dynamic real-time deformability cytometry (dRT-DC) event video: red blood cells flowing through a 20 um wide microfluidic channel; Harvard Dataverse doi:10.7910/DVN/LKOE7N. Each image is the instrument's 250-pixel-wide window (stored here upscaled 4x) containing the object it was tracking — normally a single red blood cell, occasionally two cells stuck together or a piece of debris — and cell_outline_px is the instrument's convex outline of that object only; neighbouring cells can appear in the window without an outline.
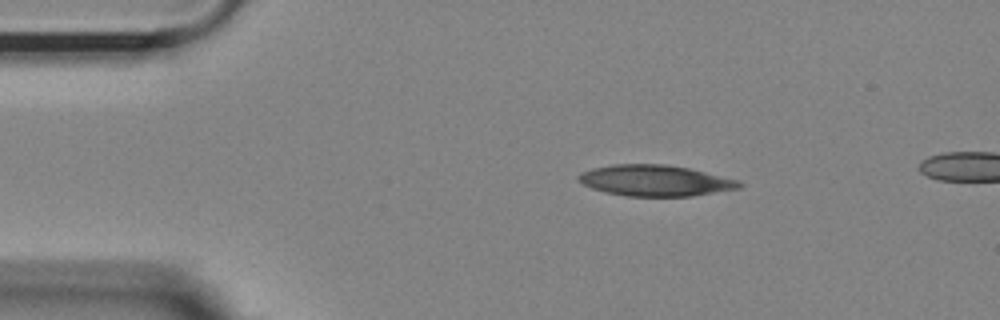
{"species": "Egyptian fruit bat (a non-hibernating species)", "species_latin": "Rousettus aegyptiacus", "temperature_condition": "room temperature", "stored_images_in_passage": 7, "camera_frame_rate_fps": 3000, "um_per_image_px": 0.085, "animal": {"sex": "female"}, "frame": {"image": 1, "passage_image": 1, "time_ms": 0.0, "image_size_px": [1000, 320], "cell_outline_px": [[744, 184], [740, 188], [692, 196], [624, 196], [604, 192], [592, 188], [576, 180], [576, 176], [580, 172], [592, 168], [612, 164], [664, 164], [688, 168], [740, 180]], "centroid_in_image_um": [55.66, 15.35], "position_along_channel_um": 29.3, "area_um2": 29.25}}